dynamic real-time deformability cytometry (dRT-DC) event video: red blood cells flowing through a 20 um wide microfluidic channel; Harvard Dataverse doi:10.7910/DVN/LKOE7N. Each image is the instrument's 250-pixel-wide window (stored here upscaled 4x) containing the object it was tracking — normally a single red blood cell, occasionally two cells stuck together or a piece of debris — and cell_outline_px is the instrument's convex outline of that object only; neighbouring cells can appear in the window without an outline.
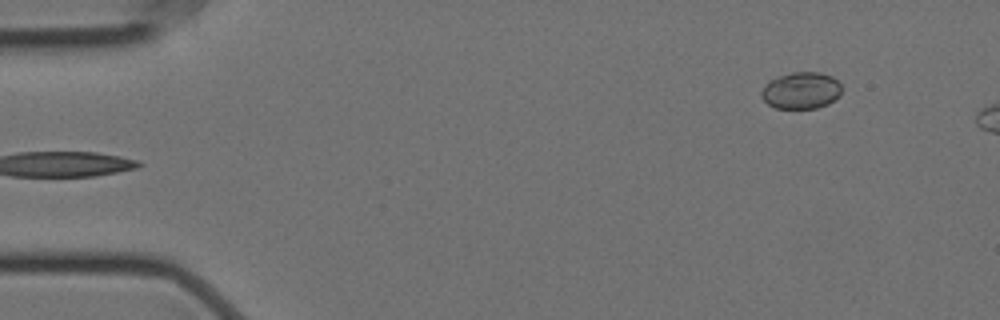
{"species": "Egyptian fruit bat (a non-hibernating species)", "species_latin": "Rousettus aegyptiacus", "temperature_condition": "cold", "stored_images_in_passage": 6, "segment_of_instrument_passage": [2, 2], "camera_frame_rate_fps": 3000, "um_per_image_px": 0.085, "animal": {"sex": "female"}, "frame": {"image": 1, "passage_image": 6, "time_ms": 1.667, "image_size_px": [1000, 320], "cell_outline_px": [[840, 96], [828, 104], [816, 108], [776, 108], [768, 104], [760, 96], [760, 92], [764, 84], [780, 76], [792, 72], [820, 72], [832, 76], [840, 84]], "centroid_in_image_um": [68.09, 7.69], "position_along_channel_um": 16.9, "area_um2": 17.17}}